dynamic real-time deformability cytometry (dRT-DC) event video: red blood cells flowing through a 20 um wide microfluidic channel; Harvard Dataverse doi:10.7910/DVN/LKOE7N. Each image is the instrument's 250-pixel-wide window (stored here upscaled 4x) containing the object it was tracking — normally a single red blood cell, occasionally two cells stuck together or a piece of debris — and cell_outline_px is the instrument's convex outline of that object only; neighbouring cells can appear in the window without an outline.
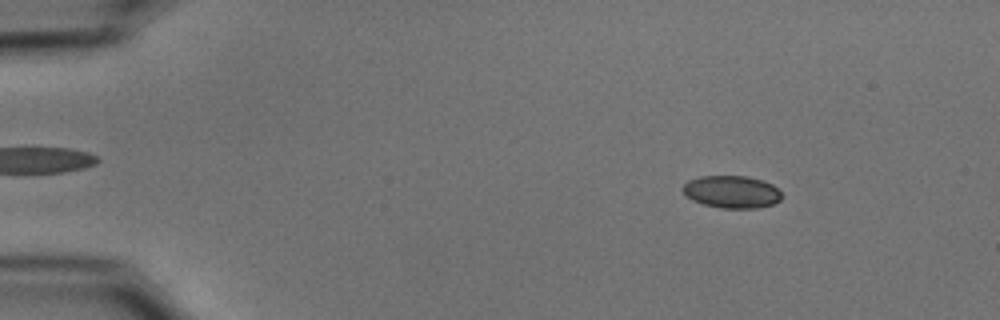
{"species": "common noctule bat (a hibernating species)", "species_latin": "Nyctalus noctula", "temperature_condition": "cold", "stored_images_in_passage": 15, "camera_frame_rate_fps": 3000, "um_per_image_px": 0.085, "animal": {"sex": "male", "body_mass_g": 15.6}, "frame": {"image": 1, "passage_image": 7, "time_ms": 2.0, "image_size_px": [1000, 320], "cell_outline_px": [[780, 200], [772, 204], [756, 208], [720, 208], [704, 204], [692, 200], [680, 188], [688, 180], [700, 176], [748, 176], [764, 180], [772, 184], [780, 192]], "centroid_in_image_um": [62.18, 16.29], "position_along_channel_um": 22.8, "area_um2": 18.67}}